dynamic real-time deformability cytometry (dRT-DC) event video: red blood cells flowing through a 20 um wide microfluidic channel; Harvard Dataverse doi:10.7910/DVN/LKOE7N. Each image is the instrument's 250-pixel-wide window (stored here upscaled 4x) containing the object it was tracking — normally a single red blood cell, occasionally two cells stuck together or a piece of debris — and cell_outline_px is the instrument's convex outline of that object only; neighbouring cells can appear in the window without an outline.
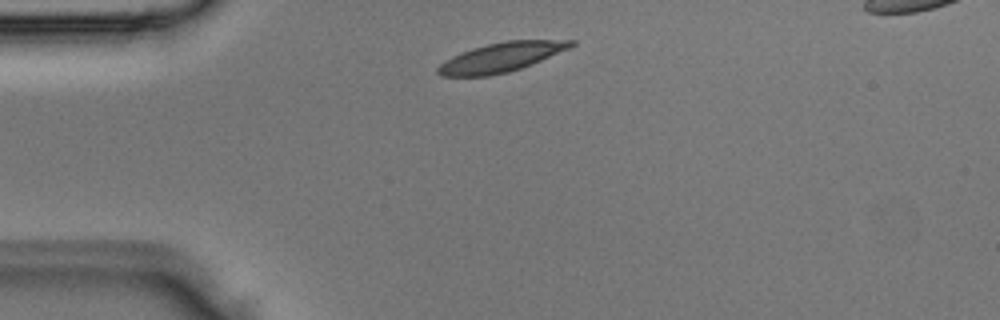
{"species": "Egyptian fruit bat (a non-hibernating species)", "species_latin": "Rousettus aegyptiacus", "temperature_condition": "room temperature", "stored_images_in_passage": 2, "camera_frame_rate_fps": 3000, "um_per_image_px": 0.085, "animal": {"sex": "male"}, "frame": {"image": 1, "passage_image": 1, "time_ms": 0.0, "image_size_px": [1000, 320], "cell_outline_px": [[576, 44], [568, 48], [532, 64], [508, 72], [488, 76], [440, 76], [436, 72], [436, 68], [440, 64], [452, 56], [472, 48], [488, 44], [508, 40], [576, 40]], "centroid_in_image_um": [42.57, 4.87], "position_along_channel_um": 42.4, "area_um2": 22.54}}